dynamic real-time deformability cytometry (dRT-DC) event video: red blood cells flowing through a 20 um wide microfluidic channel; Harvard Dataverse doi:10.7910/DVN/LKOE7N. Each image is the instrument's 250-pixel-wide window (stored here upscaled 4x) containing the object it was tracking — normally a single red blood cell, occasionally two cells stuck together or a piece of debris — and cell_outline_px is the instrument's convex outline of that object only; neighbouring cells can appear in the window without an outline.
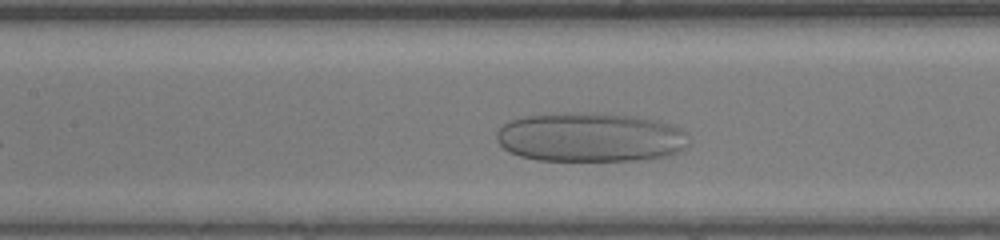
{"species": "human", "species_latin": "Homo sapiens", "temperature_condition": "room temperature", "stored_images_in_passage": 31, "camera_frame_rate_fps": 3000, "um_per_image_px": 0.085, "donor": {"sex": "male"}, "frame": {"image": 1, "passage_image": 11, "time_ms": 3.333, "image_size_px": [1000, 240], "cell_outline_px": [[688, 144], [680, 152], [668, 156], [644, 160], [536, 160], [520, 156], [504, 148], [496, 140], [496, 132], [508, 120], [524, 116], [564, 112], [600, 112], [636, 116], [656, 120], [672, 124], [688, 132]], "centroid_in_image_um": [50.21, 11.65], "position_along_channel_um": 157.2, "area_um2": 56.07}}
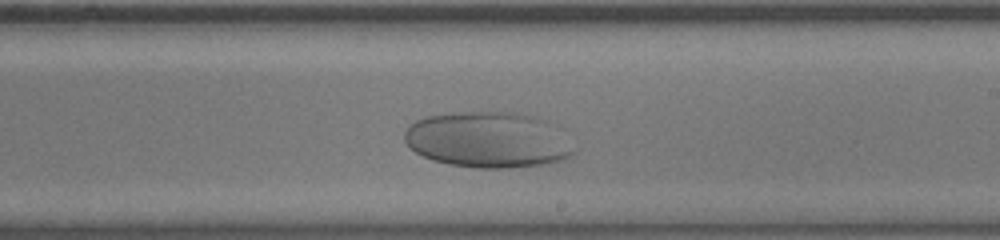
{"frame": {"image": 2, "passage_image": 18, "time_ms": 5.667, "image_size_px": [1000, 240], "cell_outline_px": [[576, 148], [568, 156], [560, 160], [540, 164], [508, 168], [476, 168], [448, 164], [432, 160], [416, 152], [404, 140], [404, 132], [416, 120], [428, 116], [452, 112], [516, 112], [536, 116], [560, 124]], "centroid_in_image_um": [41.56, 11.86], "position_along_channel_um": 247.4, "area_um2": 55.83}}
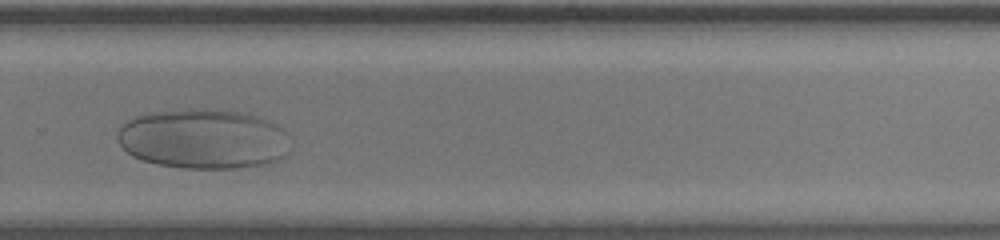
{"frame": {"image": 3, "passage_image": 23, "time_ms": 7.333, "image_size_px": [1000, 240], "cell_outline_px": [[288, 152], [284, 156], [272, 164], [236, 168], [184, 168], [156, 164], [132, 156], [116, 140], [116, 132], [128, 120], [136, 116], [156, 112], [188, 108], [212, 108], [240, 112], [256, 116], [276, 124], [280, 128]], "centroid_in_image_um": [17.24, 11.81], "position_along_channel_um": 312.6, "area_um2": 60.17}}